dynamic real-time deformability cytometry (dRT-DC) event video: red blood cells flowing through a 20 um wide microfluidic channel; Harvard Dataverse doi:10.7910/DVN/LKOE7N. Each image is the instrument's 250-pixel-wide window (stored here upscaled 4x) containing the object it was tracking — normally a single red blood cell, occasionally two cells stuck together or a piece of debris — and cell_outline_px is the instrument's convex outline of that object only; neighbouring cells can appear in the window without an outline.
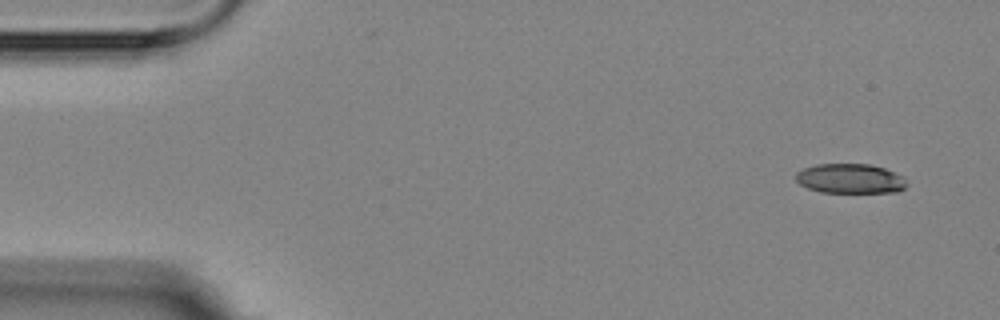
{"species": "Egyptian fruit bat (a non-hibernating species)", "species_latin": "Rousettus aegyptiacus", "temperature_condition": "room temperature", "stored_images_in_passage": 5, "camera_frame_rate_fps": 3000, "um_per_image_px": 0.085, "animal": {"sex": "female"}, "frame": {"image": 1, "passage_image": 5, "time_ms": 5.667, "image_size_px": [1000, 320], "cell_outline_px": [[908, 184], [904, 188], [896, 192], [820, 192], [808, 188], [800, 184], [796, 180], [796, 172], [804, 168], [816, 164], [872, 164], [884, 168], [904, 176]], "centroid_in_image_um": [72.29, 15.17], "position_along_channel_um": 12.7, "area_um2": 19.25}}